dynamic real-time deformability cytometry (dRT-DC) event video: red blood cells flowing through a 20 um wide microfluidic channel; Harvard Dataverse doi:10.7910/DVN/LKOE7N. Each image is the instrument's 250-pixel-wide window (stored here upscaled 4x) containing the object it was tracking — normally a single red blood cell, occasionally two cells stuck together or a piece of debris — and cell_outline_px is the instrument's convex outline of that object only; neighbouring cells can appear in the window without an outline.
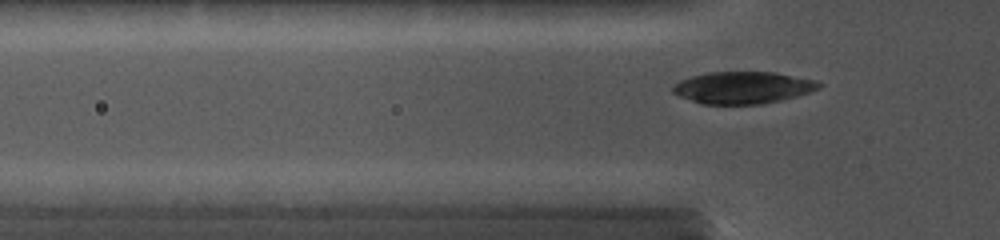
{"species": "common noctule bat (a hibernating species)", "species_latin": "Nyctalus noctula", "temperature_condition": "cold", "stored_images_in_passage": 46, "camera_frame_rate_fps": 5000, "um_per_image_px": 0.085, "animal": {"sex": "female", "body_mass_g": 19.0, "forearm_length_mm": 56.7}, "frame": {"image": 1, "passage_image": 24, "time_ms": 4.6, "image_size_px": [1000, 240], "cell_outline_px": [[824, 84], [820, 88], [796, 96], [780, 100], [760, 104], [700, 104], [680, 96], [672, 92], [672, 88], [680, 80], [692, 76], [708, 72], [776, 72], [816, 80]], "centroid_in_image_um": [63.16, 7.44], "position_along_channel_um": 62.6, "area_um2": 27.22}}
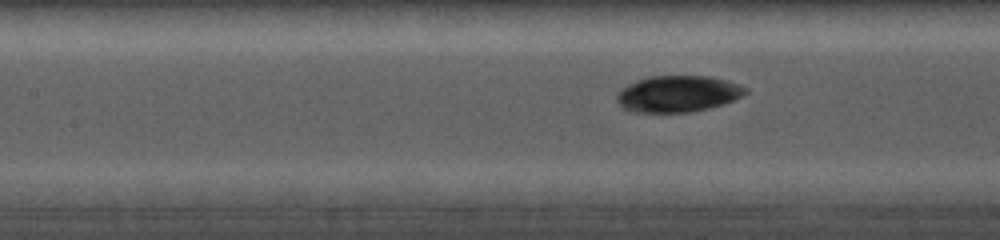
{"frame": {"image": 2, "passage_image": 35, "time_ms": 6.8, "image_size_px": [1000, 240], "cell_outline_px": [[748, 92], [732, 100], [708, 108], [688, 112], [632, 112], [624, 108], [616, 100], [616, 96], [620, 88], [636, 80], [648, 76], [712, 76], [728, 80], [740, 84], [748, 88]], "centroid_in_image_um": [57.6, 7.96], "position_along_channel_um": 149.8, "area_um2": 27.34}}
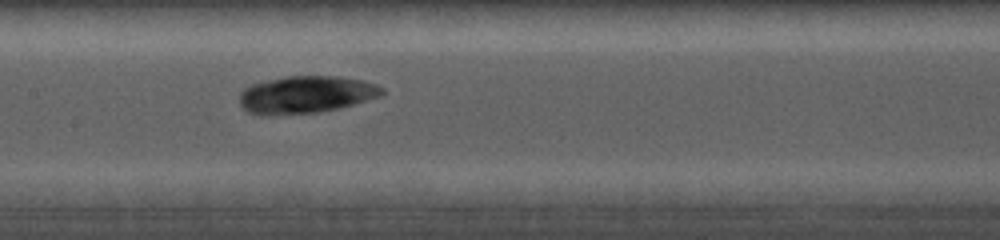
{"frame": {"image": 3, "passage_image": 39, "time_ms": 7.6, "image_size_px": [1000, 240], "cell_outline_px": [[384, 92], [380, 96], [340, 108], [320, 112], [268, 116], [260, 116], [248, 112], [240, 104], [240, 92], [244, 88], [252, 84], [284, 76], [336, 76], [364, 80], [376, 84], [384, 88]], "centroid_in_image_um": [25.99, 8.05], "position_along_channel_um": 181.4, "area_um2": 31.27}}